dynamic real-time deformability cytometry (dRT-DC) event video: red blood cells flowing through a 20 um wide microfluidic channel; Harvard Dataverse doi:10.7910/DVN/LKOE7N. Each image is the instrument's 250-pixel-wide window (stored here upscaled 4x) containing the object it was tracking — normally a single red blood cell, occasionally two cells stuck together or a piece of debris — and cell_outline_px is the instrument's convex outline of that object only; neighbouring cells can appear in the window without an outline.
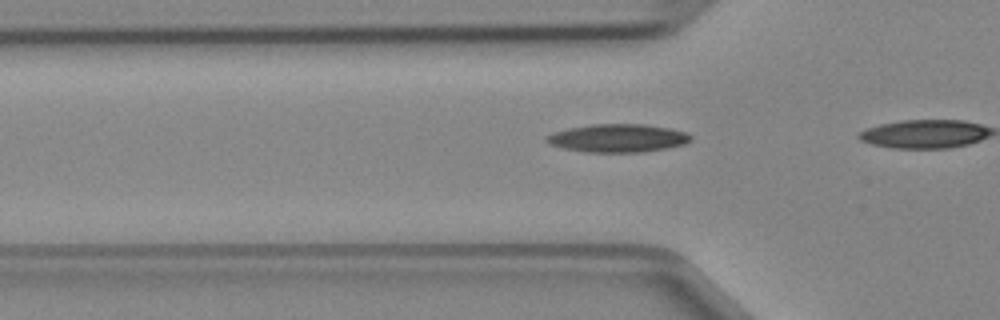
{"species": "Egyptian fruit bat (a non-hibernating species)", "species_latin": "Rousettus aegyptiacus", "temperature_condition": "cold", "stored_images_in_passage": 5, "camera_frame_rate_fps": 3000, "um_per_image_px": 0.085, "animal": {"sex": "female"}, "frame": {"image": 1, "passage_image": 3, "time_ms": 0.667, "image_size_px": [1000, 320], "cell_outline_px": [[692, 140], [684, 144], [668, 148], [644, 152], [584, 152], [564, 148], [548, 144], [544, 140], [548, 136], [556, 132], [568, 128], [592, 124], [644, 124], [672, 128], [688, 132], [692, 136]], "centroid_in_image_um": [52.57, 11.74], "position_along_channel_um": 73.2, "area_um2": 23.81}}